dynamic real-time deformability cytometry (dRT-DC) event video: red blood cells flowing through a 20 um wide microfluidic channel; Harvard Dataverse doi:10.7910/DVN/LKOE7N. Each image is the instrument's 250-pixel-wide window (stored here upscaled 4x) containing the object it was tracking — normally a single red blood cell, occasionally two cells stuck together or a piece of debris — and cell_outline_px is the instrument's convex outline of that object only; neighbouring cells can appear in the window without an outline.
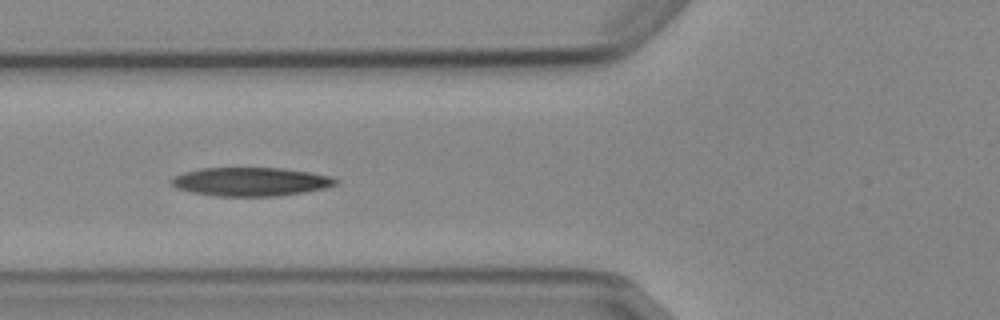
{"species": "Egyptian fruit bat (a non-hibernating species)", "species_latin": "Rousettus aegyptiacus", "temperature_condition": "cold", "stored_images_in_passage": 7, "camera_frame_rate_fps": 3000, "um_per_image_px": 0.085, "animal": {"sex": "female"}, "frame": {"image": 1, "passage_image": 5, "time_ms": 5.667, "image_size_px": [1000, 320], "cell_outline_px": [[340, 184], [324, 188], [304, 192], [276, 196], [216, 196], [192, 192], [176, 188], [168, 184], [168, 180], [172, 176], [184, 172], [200, 168], [280, 168], [308, 172], [332, 176], [340, 180]], "centroid_in_image_um": [21.28, 15.44], "position_along_channel_um": 104.5, "area_um2": 27.69}}
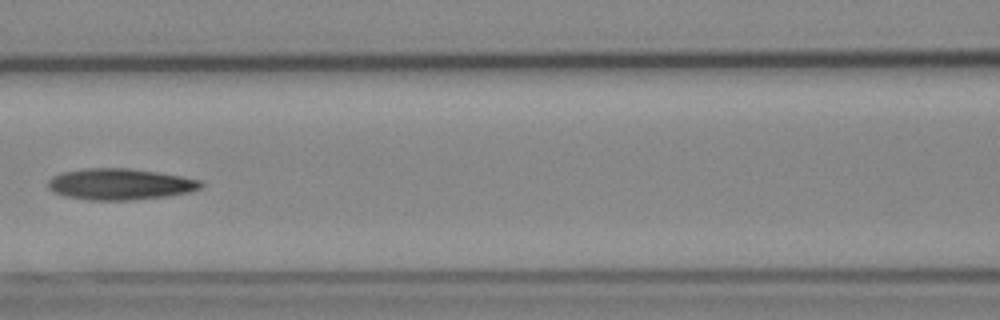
{"frame": {"image": 2, "passage_image": 6, "time_ms": 7.0, "image_size_px": [1000, 320], "cell_outline_px": [[204, 184], [200, 188], [188, 192], [164, 196], [132, 200], [88, 200], [64, 196], [48, 188], [48, 180], [52, 176], [64, 172], [84, 168], [128, 168], [156, 172], [204, 180]], "centroid_in_image_um": [10.2, 15.65], "position_along_channel_um": 156.4, "area_um2": 27.74}}